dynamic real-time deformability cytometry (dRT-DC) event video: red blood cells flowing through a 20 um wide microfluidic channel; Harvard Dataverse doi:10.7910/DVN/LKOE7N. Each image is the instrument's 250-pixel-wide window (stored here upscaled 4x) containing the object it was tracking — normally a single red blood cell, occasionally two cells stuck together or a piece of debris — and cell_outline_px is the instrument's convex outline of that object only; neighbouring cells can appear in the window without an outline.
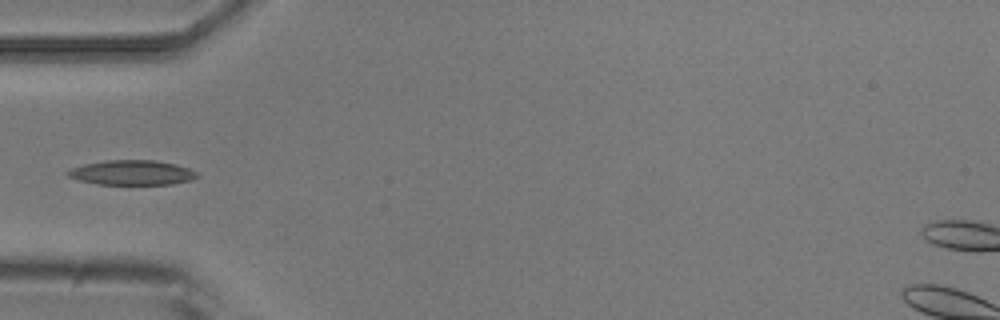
{"species": "common noctule bat (a hibernating species)", "species_latin": "Nyctalus noctula", "temperature_condition": "room temperature", "stored_images_in_passage": 4, "camera_frame_rate_fps": 3000, "um_per_image_px": 0.085, "animal": {"sex": "male", "body_mass_g": 20.5, "forearm_length_mm": 52.5}, "frame": {"image": 1, "passage_image": 4, "time_ms": 4.333, "image_size_px": [1000, 320], "cell_outline_px": [[200, 176], [192, 180], [172, 184], [96, 184], [80, 180], [68, 176], [64, 172], [72, 168], [84, 164], [104, 160], [156, 160], [176, 164], [188, 168], [196, 172]], "centroid_in_image_um": [11.23, 14.67], "position_along_channel_um": 73.8, "area_um2": 18.73}}